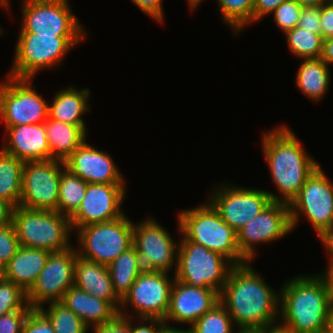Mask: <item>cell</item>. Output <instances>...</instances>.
I'll list each match as a JSON object with an SVG mask.
<instances>
[{
  "instance_id": "cell-1",
  "label": "cell",
  "mask_w": 333,
  "mask_h": 333,
  "mask_svg": "<svg viewBox=\"0 0 333 333\" xmlns=\"http://www.w3.org/2000/svg\"><path fill=\"white\" fill-rule=\"evenodd\" d=\"M235 265L219 294L237 330L263 331L278 324L280 291L251 265Z\"/></svg>"
},
{
  "instance_id": "cell-2",
  "label": "cell",
  "mask_w": 333,
  "mask_h": 333,
  "mask_svg": "<svg viewBox=\"0 0 333 333\" xmlns=\"http://www.w3.org/2000/svg\"><path fill=\"white\" fill-rule=\"evenodd\" d=\"M261 144L271 180L279 191V195L267 191L271 201L290 204L320 164L286 124L263 132Z\"/></svg>"
},
{
  "instance_id": "cell-3",
  "label": "cell",
  "mask_w": 333,
  "mask_h": 333,
  "mask_svg": "<svg viewBox=\"0 0 333 333\" xmlns=\"http://www.w3.org/2000/svg\"><path fill=\"white\" fill-rule=\"evenodd\" d=\"M278 324L294 333H320L327 329L333 299L318 272L297 275L283 282Z\"/></svg>"
},
{
  "instance_id": "cell-4",
  "label": "cell",
  "mask_w": 333,
  "mask_h": 333,
  "mask_svg": "<svg viewBox=\"0 0 333 333\" xmlns=\"http://www.w3.org/2000/svg\"><path fill=\"white\" fill-rule=\"evenodd\" d=\"M176 217L179 240L203 245L229 259L234 265L249 262L239 251L237 232L222 220L207 198L203 204L178 211Z\"/></svg>"
},
{
  "instance_id": "cell-5",
  "label": "cell",
  "mask_w": 333,
  "mask_h": 333,
  "mask_svg": "<svg viewBox=\"0 0 333 333\" xmlns=\"http://www.w3.org/2000/svg\"><path fill=\"white\" fill-rule=\"evenodd\" d=\"M87 37L89 35L18 33L11 69L6 75L34 79L42 70L58 68L71 49L83 43Z\"/></svg>"
},
{
  "instance_id": "cell-6",
  "label": "cell",
  "mask_w": 333,
  "mask_h": 333,
  "mask_svg": "<svg viewBox=\"0 0 333 333\" xmlns=\"http://www.w3.org/2000/svg\"><path fill=\"white\" fill-rule=\"evenodd\" d=\"M12 224L20 246L50 252L62 251L72 246L73 230L70 218L58 211L17 206L13 209Z\"/></svg>"
},
{
  "instance_id": "cell-7",
  "label": "cell",
  "mask_w": 333,
  "mask_h": 333,
  "mask_svg": "<svg viewBox=\"0 0 333 333\" xmlns=\"http://www.w3.org/2000/svg\"><path fill=\"white\" fill-rule=\"evenodd\" d=\"M235 265L221 254L189 240H179L175 280L191 287L222 292Z\"/></svg>"
},
{
  "instance_id": "cell-8",
  "label": "cell",
  "mask_w": 333,
  "mask_h": 333,
  "mask_svg": "<svg viewBox=\"0 0 333 333\" xmlns=\"http://www.w3.org/2000/svg\"><path fill=\"white\" fill-rule=\"evenodd\" d=\"M134 222L128 215L108 222L78 228L75 233L78 256L109 266L132 246Z\"/></svg>"
},
{
  "instance_id": "cell-9",
  "label": "cell",
  "mask_w": 333,
  "mask_h": 333,
  "mask_svg": "<svg viewBox=\"0 0 333 333\" xmlns=\"http://www.w3.org/2000/svg\"><path fill=\"white\" fill-rule=\"evenodd\" d=\"M142 220L133 226L138 273L175 272L179 242L154 217Z\"/></svg>"
},
{
  "instance_id": "cell-10",
  "label": "cell",
  "mask_w": 333,
  "mask_h": 333,
  "mask_svg": "<svg viewBox=\"0 0 333 333\" xmlns=\"http://www.w3.org/2000/svg\"><path fill=\"white\" fill-rule=\"evenodd\" d=\"M292 230L304 216L316 237L333 228V182L319 165L289 204Z\"/></svg>"
},
{
  "instance_id": "cell-11",
  "label": "cell",
  "mask_w": 333,
  "mask_h": 333,
  "mask_svg": "<svg viewBox=\"0 0 333 333\" xmlns=\"http://www.w3.org/2000/svg\"><path fill=\"white\" fill-rule=\"evenodd\" d=\"M18 33L88 35L69 0H22Z\"/></svg>"
},
{
  "instance_id": "cell-12",
  "label": "cell",
  "mask_w": 333,
  "mask_h": 333,
  "mask_svg": "<svg viewBox=\"0 0 333 333\" xmlns=\"http://www.w3.org/2000/svg\"><path fill=\"white\" fill-rule=\"evenodd\" d=\"M5 76L0 82V122L4 126L44 123L49 104L37 93L33 80Z\"/></svg>"
},
{
  "instance_id": "cell-13",
  "label": "cell",
  "mask_w": 333,
  "mask_h": 333,
  "mask_svg": "<svg viewBox=\"0 0 333 333\" xmlns=\"http://www.w3.org/2000/svg\"><path fill=\"white\" fill-rule=\"evenodd\" d=\"M169 274L172 273L140 274L121 300L118 314L125 317L165 320L175 281L174 274L173 278Z\"/></svg>"
},
{
  "instance_id": "cell-14",
  "label": "cell",
  "mask_w": 333,
  "mask_h": 333,
  "mask_svg": "<svg viewBox=\"0 0 333 333\" xmlns=\"http://www.w3.org/2000/svg\"><path fill=\"white\" fill-rule=\"evenodd\" d=\"M211 188L207 200L236 232L272 202L267 189L241 187L226 182L216 183Z\"/></svg>"
},
{
  "instance_id": "cell-15",
  "label": "cell",
  "mask_w": 333,
  "mask_h": 333,
  "mask_svg": "<svg viewBox=\"0 0 333 333\" xmlns=\"http://www.w3.org/2000/svg\"><path fill=\"white\" fill-rule=\"evenodd\" d=\"M60 160L26 161L22 171V190L19 206L57 211L61 171Z\"/></svg>"
},
{
  "instance_id": "cell-16",
  "label": "cell",
  "mask_w": 333,
  "mask_h": 333,
  "mask_svg": "<svg viewBox=\"0 0 333 333\" xmlns=\"http://www.w3.org/2000/svg\"><path fill=\"white\" fill-rule=\"evenodd\" d=\"M77 255L74 244L65 250L50 253L35 284L27 292L30 307L39 309L45 303L61 302L64 293L74 285Z\"/></svg>"
},
{
  "instance_id": "cell-17",
  "label": "cell",
  "mask_w": 333,
  "mask_h": 333,
  "mask_svg": "<svg viewBox=\"0 0 333 333\" xmlns=\"http://www.w3.org/2000/svg\"><path fill=\"white\" fill-rule=\"evenodd\" d=\"M292 232L289 204L272 201L237 231L239 251L252 262L257 246L281 240Z\"/></svg>"
},
{
  "instance_id": "cell-18",
  "label": "cell",
  "mask_w": 333,
  "mask_h": 333,
  "mask_svg": "<svg viewBox=\"0 0 333 333\" xmlns=\"http://www.w3.org/2000/svg\"><path fill=\"white\" fill-rule=\"evenodd\" d=\"M127 184L87 183L85 196L70 217V224L75 231L91 224L113 221L125 213L122 204L127 195Z\"/></svg>"
},
{
  "instance_id": "cell-19",
  "label": "cell",
  "mask_w": 333,
  "mask_h": 333,
  "mask_svg": "<svg viewBox=\"0 0 333 333\" xmlns=\"http://www.w3.org/2000/svg\"><path fill=\"white\" fill-rule=\"evenodd\" d=\"M85 140L66 160L65 168L86 183L126 184L112 156Z\"/></svg>"
},
{
  "instance_id": "cell-20",
  "label": "cell",
  "mask_w": 333,
  "mask_h": 333,
  "mask_svg": "<svg viewBox=\"0 0 333 333\" xmlns=\"http://www.w3.org/2000/svg\"><path fill=\"white\" fill-rule=\"evenodd\" d=\"M218 302L219 293L214 289L191 287L175 280L164 321L168 325L172 321V326L176 323L191 327Z\"/></svg>"
},
{
  "instance_id": "cell-21",
  "label": "cell",
  "mask_w": 333,
  "mask_h": 333,
  "mask_svg": "<svg viewBox=\"0 0 333 333\" xmlns=\"http://www.w3.org/2000/svg\"><path fill=\"white\" fill-rule=\"evenodd\" d=\"M2 150L26 161L50 160V148L44 123L4 126Z\"/></svg>"
},
{
  "instance_id": "cell-22",
  "label": "cell",
  "mask_w": 333,
  "mask_h": 333,
  "mask_svg": "<svg viewBox=\"0 0 333 333\" xmlns=\"http://www.w3.org/2000/svg\"><path fill=\"white\" fill-rule=\"evenodd\" d=\"M74 287L107 301L117 312L121 299L116 295L108 266L77 255L74 267Z\"/></svg>"
},
{
  "instance_id": "cell-23",
  "label": "cell",
  "mask_w": 333,
  "mask_h": 333,
  "mask_svg": "<svg viewBox=\"0 0 333 333\" xmlns=\"http://www.w3.org/2000/svg\"><path fill=\"white\" fill-rule=\"evenodd\" d=\"M50 253V251L44 249L20 246L0 274L27 293L45 267Z\"/></svg>"
},
{
  "instance_id": "cell-24",
  "label": "cell",
  "mask_w": 333,
  "mask_h": 333,
  "mask_svg": "<svg viewBox=\"0 0 333 333\" xmlns=\"http://www.w3.org/2000/svg\"><path fill=\"white\" fill-rule=\"evenodd\" d=\"M90 91L88 87L78 89L72 84L61 88L49 104L48 117L70 125L87 126L82 117L91 109Z\"/></svg>"
},
{
  "instance_id": "cell-25",
  "label": "cell",
  "mask_w": 333,
  "mask_h": 333,
  "mask_svg": "<svg viewBox=\"0 0 333 333\" xmlns=\"http://www.w3.org/2000/svg\"><path fill=\"white\" fill-rule=\"evenodd\" d=\"M61 302L89 328L111 321L118 312L107 302L76 287L69 288Z\"/></svg>"
},
{
  "instance_id": "cell-26",
  "label": "cell",
  "mask_w": 333,
  "mask_h": 333,
  "mask_svg": "<svg viewBox=\"0 0 333 333\" xmlns=\"http://www.w3.org/2000/svg\"><path fill=\"white\" fill-rule=\"evenodd\" d=\"M50 148V160H65L87 140V126H75L49 117L44 122Z\"/></svg>"
},
{
  "instance_id": "cell-27",
  "label": "cell",
  "mask_w": 333,
  "mask_h": 333,
  "mask_svg": "<svg viewBox=\"0 0 333 333\" xmlns=\"http://www.w3.org/2000/svg\"><path fill=\"white\" fill-rule=\"evenodd\" d=\"M296 72L295 85L299 91L313 102L324 99L331 84L330 67L321 58L300 59Z\"/></svg>"
},
{
  "instance_id": "cell-28",
  "label": "cell",
  "mask_w": 333,
  "mask_h": 333,
  "mask_svg": "<svg viewBox=\"0 0 333 333\" xmlns=\"http://www.w3.org/2000/svg\"><path fill=\"white\" fill-rule=\"evenodd\" d=\"M24 163L0 148V198L14 208L20 203Z\"/></svg>"
},
{
  "instance_id": "cell-29",
  "label": "cell",
  "mask_w": 333,
  "mask_h": 333,
  "mask_svg": "<svg viewBox=\"0 0 333 333\" xmlns=\"http://www.w3.org/2000/svg\"><path fill=\"white\" fill-rule=\"evenodd\" d=\"M136 263V249L132 245L108 266L113 289L121 300L140 275Z\"/></svg>"
},
{
  "instance_id": "cell-30",
  "label": "cell",
  "mask_w": 333,
  "mask_h": 333,
  "mask_svg": "<svg viewBox=\"0 0 333 333\" xmlns=\"http://www.w3.org/2000/svg\"><path fill=\"white\" fill-rule=\"evenodd\" d=\"M87 189V183L67 168L61 171L57 211L71 217L79 208Z\"/></svg>"
},
{
  "instance_id": "cell-31",
  "label": "cell",
  "mask_w": 333,
  "mask_h": 333,
  "mask_svg": "<svg viewBox=\"0 0 333 333\" xmlns=\"http://www.w3.org/2000/svg\"><path fill=\"white\" fill-rule=\"evenodd\" d=\"M220 19L235 34L239 35L253 25L254 0H216ZM246 27V28H245Z\"/></svg>"
},
{
  "instance_id": "cell-32",
  "label": "cell",
  "mask_w": 333,
  "mask_h": 333,
  "mask_svg": "<svg viewBox=\"0 0 333 333\" xmlns=\"http://www.w3.org/2000/svg\"><path fill=\"white\" fill-rule=\"evenodd\" d=\"M291 54L297 59L321 58L323 38L304 28L295 27L284 33Z\"/></svg>"
},
{
  "instance_id": "cell-33",
  "label": "cell",
  "mask_w": 333,
  "mask_h": 333,
  "mask_svg": "<svg viewBox=\"0 0 333 333\" xmlns=\"http://www.w3.org/2000/svg\"><path fill=\"white\" fill-rule=\"evenodd\" d=\"M39 308L49 319L55 333H88L84 322L62 302H50Z\"/></svg>"
},
{
  "instance_id": "cell-34",
  "label": "cell",
  "mask_w": 333,
  "mask_h": 333,
  "mask_svg": "<svg viewBox=\"0 0 333 333\" xmlns=\"http://www.w3.org/2000/svg\"><path fill=\"white\" fill-rule=\"evenodd\" d=\"M187 329L189 333L237 332V329L232 322L231 316L220 301L202 317H200L191 327H187Z\"/></svg>"
},
{
  "instance_id": "cell-35",
  "label": "cell",
  "mask_w": 333,
  "mask_h": 333,
  "mask_svg": "<svg viewBox=\"0 0 333 333\" xmlns=\"http://www.w3.org/2000/svg\"><path fill=\"white\" fill-rule=\"evenodd\" d=\"M28 306L27 293L0 274V316Z\"/></svg>"
},
{
  "instance_id": "cell-36",
  "label": "cell",
  "mask_w": 333,
  "mask_h": 333,
  "mask_svg": "<svg viewBox=\"0 0 333 333\" xmlns=\"http://www.w3.org/2000/svg\"><path fill=\"white\" fill-rule=\"evenodd\" d=\"M302 9L295 0H288L281 3L271 14L275 24L284 34L298 26Z\"/></svg>"
},
{
  "instance_id": "cell-37",
  "label": "cell",
  "mask_w": 333,
  "mask_h": 333,
  "mask_svg": "<svg viewBox=\"0 0 333 333\" xmlns=\"http://www.w3.org/2000/svg\"><path fill=\"white\" fill-rule=\"evenodd\" d=\"M20 248L15 228L11 223L0 225V272Z\"/></svg>"
},
{
  "instance_id": "cell-38",
  "label": "cell",
  "mask_w": 333,
  "mask_h": 333,
  "mask_svg": "<svg viewBox=\"0 0 333 333\" xmlns=\"http://www.w3.org/2000/svg\"><path fill=\"white\" fill-rule=\"evenodd\" d=\"M22 333H55V331L49 319L39 309H32L24 321Z\"/></svg>"
},
{
  "instance_id": "cell-39",
  "label": "cell",
  "mask_w": 333,
  "mask_h": 333,
  "mask_svg": "<svg viewBox=\"0 0 333 333\" xmlns=\"http://www.w3.org/2000/svg\"><path fill=\"white\" fill-rule=\"evenodd\" d=\"M33 308L29 305L24 310H17L0 316V333H22L26 317Z\"/></svg>"
},
{
  "instance_id": "cell-40",
  "label": "cell",
  "mask_w": 333,
  "mask_h": 333,
  "mask_svg": "<svg viewBox=\"0 0 333 333\" xmlns=\"http://www.w3.org/2000/svg\"><path fill=\"white\" fill-rule=\"evenodd\" d=\"M320 17L321 6L303 7L298 27L314 32V34L321 35Z\"/></svg>"
},
{
  "instance_id": "cell-41",
  "label": "cell",
  "mask_w": 333,
  "mask_h": 333,
  "mask_svg": "<svg viewBox=\"0 0 333 333\" xmlns=\"http://www.w3.org/2000/svg\"><path fill=\"white\" fill-rule=\"evenodd\" d=\"M141 12L157 23H164L163 0H130Z\"/></svg>"
},
{
  "instance_id": "cell-42",
  "label": "cell",
  "mask_w": 333,
  "mask_h": 333,
  "mask_svg": "<svg viewBox=\"0 0 333 333\" xmlns=\"http://www.w3.org/2000/svg\"><path fill=\"white\" fill-rule=\"evenodd\" d=\"M92 333H130V317L117 314L111 321L91 328Z\"/></svg>"
},
{
  "instance_id": "cell-43",
  "label": "cell",
  "mask_w": 333,
  "mask_h": 333,
  "mask_svg": "<svg viewBox=\"0 0 333 333\" xmlns=\"http://www.w3.org/2000/svg\"><path fill=\"white\" fill-rule=\"evenodd\" d=\"M136 319L130 317V333H158L166 325V322L162 319H156V318H136Z\"/></svg>"
},
{
  "instance_id": "cell-44",
  "label": "cell",
  "mask_w": 333,
  "mask_h": 333,
  "mask_svg": "<svg viewBox=\"0 0 333 333\" xmlns=\"http://www.w3.org/2000/svg\"><path fill=\"white\" fill-rule=\"evenodd\" d=\"M288 0H254L253 24L263 20L283 2Z\"/></svg>"
},
{
  "instance_id": "cell-45",
  "label": "cell",
  "mask_w": 333,
  "mask_h": 333,
  "mask_svg": "<svg viewBox=\"0 0 333 333\" xmlns=\"http://www.w3.org/2000/svg\"><path fill=\"white\" fill-rule=\"evenodd\" d=\"M320 29L323 39L333 37V1L321 6Z\"/></svg>"
},
{
  "instance_id": "cell-46",
  "label": "cell",
  "mask_w": 333,
  "mask_h": 333,
  "mask_svg": "<svg viewBox=\"0 0 333 333\" xmlns=\"http://www.w3.org/2000/svg\"><path fill=\"white\" fill-rule=\"evenodd\" d=\"M319 239L324 246L326 254L328 255V261L326 265L333 264V228L322 232L318 236V240Z\"/></svg>"
},
{
  "instance_id": "cell-47",
  "label": "cell",
  "mask_w": 333,
  "mask_h": 333,
  "mask_svg": "<svg viewBox=\"0 0 333 333\" xmlns=\"http://www.w3.org/2000/svg\"><path fill=\"white\" fill-rule=\"evenodd\" d=\"M13 209L8 201L0 198V225L12 222Z\"/></svg>"
},
{
  "instance_id": "cell-48",
  "label": "cell",
  "mask_w": 333,
  "mask_h": 333,
  "mask_svg": "<svg viewBox=\"0 0 333 333\" xmlns=\"http://www.w3.org/2000/svg\"><path fill=\"white\" fill-rule=\"evenodd\" d=\"M321 59L328 65H333V37L323 40V51Z\"/></svg>"
},
{
  "instance_id": "cell-49",
  "label": "cell",
  "mask_w": 333,
  "mask_h": 333,
  "mask_svg": "<svg viewBox=\"0 0 333 333\" xmlns=\"http://www.w3.org/2000/svg\"><path fill=\"white\" fill-rule=\"evenodd\" d=\"M321 274L324 276L328 284V288L333 299V264L326 266L325 271L321 272Z\"/></svg>"
},
{
  "instance_id": "cell-50",
  "label": "cell",
  "mask_w": 333,
  "mask_h": 333,
  "mask_svg": "<svg viewBox=\"0 0 333 333\" xmlns=\"http://www.w3.org/2000/svg\"><path fill=\"white\" fill-rule=\"evenodd\" d=\"M302 7H314V6H322L325 3H329L332 0H295Z\"/></svg>"
},
{
  "instance_id": "cell-51",
  "label": "cell",
  "mask_w": 333,
  "mask_h": 333,
  "mask_svg": "<svg viewBox=\"0 0 333 333\" xmlns=\"http://www.w3.org/2000/svg\"><path fill=\"white\" fill-rule=\"evenodd\" d=\"M158 333H189L188 329L186 328V330L184 329V327L181 329L178 327H175L174 325H168L166 324Z\"/></svg>"
},
{
  "instance_id": "cell-52",
  "label": "cell",
  "mask_w": 333,
  "mask_h": 333,
  "mask_svg": "<svg viewBox=\"0 0 333 333\" xmlns=\"http://www.w3.org/2000/svg\"><path fill=\"white\" fill-rule=\"evenodd\" d=\"M264 333H294V332L282 327L279 324H276L274 326L268 327L267 329H264Z\"/></svg>"
},
{
  "instance_id": "cell-53",
  "label": "cell",
  "mask_w": 333,
  "mask_h": 333,
  "mask_svg": "<svg viewBox=\"0 0 333 333\" xmlns=\"http://www.w3.org/2000/svg\"><path fill=\"white\" fill-rule=\"evenodd\" d=\"M203 1L204 0H186L188 7L191 11H195L196 8H198V6L201 5Z\"/></svg>"
},
{
  "instance_id": "cell-54",
  "label": "cell",
  "mask_w": 333,
  "mask_h": 333,
  "mask_svg": "<svg viewBox=\"0 0 333 333\" xmlns=\"http://www.w3.org/2000/svg\"><path fill=\"white\" fill-rule=\"evenodd\" d=\"M327 330H329L331 333H333V304L331 306L329 318H328V327Z\"/></svg>"
},
{
  "instance_id": "cell-55",
  "label": "cell",
  "mask_w": 333,
  "mask_h": 333,
  "mask_svg": "<svg viewBox=\"0 0 333 333\" xmlns=\"http://www.w3.org/2000/svg\"><path fill=\"white\" fill-rule=\"evenodd\" d=\"M10 1L11 0H0V3L7 9L8 14L11 12V10H9V9H11Z\"/></svg>"
},
{
  "instance_id": "cell-56",
  "label": "cell",
  "mask_w": 333,
  "mask_h": 333,
  "mask_svg": "<svg viewBox=\"0 0 333 333\" xmlns=\"http://www.w3.org/2000/svg\"><path fill=\"white\" fill-rule=\"evenodd\" d=\"M236 333H264L263 331L237 330Z\"/></svg>"
},
{
  "instance_id": "cell-57",
  "label": "cell",
  "mask_w": 333,
  "mask_h": 333,
  "mask_svg": "<svg viewBox=\"0 0 333 333\" xmlns=\"http://www.w3.org/2000/svg\"><path fill=\"white\" fill-rule=\"evenodd\" d=\"M0 7H1V10L3 9L6 13H7V9L0 3ZM5 29L3 28V26L1 27L0 25V35L2 36L3 34H6L4 33Z\"/></svg>"
},
{
  "instance_id": "cell-58",
  "label": "cell",
  "mask_w": 333,
  "mask_h": 333,
  "mask_svg": "<svg viewBox=\"0 0 333 333\" xmlns=\"http://www.w3.org/2000/svg\"><path fill=\"white\" fill-rule=\"evenodd\" d=\"M320 333H331L329 330H324V331H322V332H320Z\"/></svg>"
}]
</instances>
